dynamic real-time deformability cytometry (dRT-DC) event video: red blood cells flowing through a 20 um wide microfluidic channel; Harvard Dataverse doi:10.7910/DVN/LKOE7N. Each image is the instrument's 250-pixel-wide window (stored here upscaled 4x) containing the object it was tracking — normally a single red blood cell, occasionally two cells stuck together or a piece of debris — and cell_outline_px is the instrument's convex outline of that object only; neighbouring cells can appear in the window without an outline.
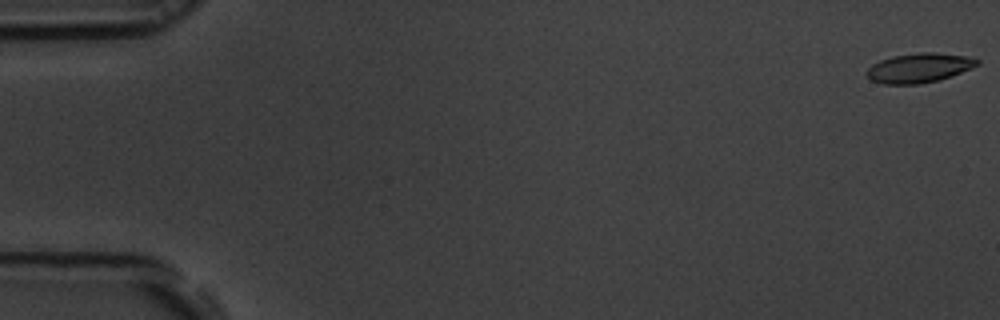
{"species": "common noctule bat (a hibernating species)", "species_latin": "Nyctalus noctula", "temperature_condition": "room temperature", "stored_images_in_passage": 53, "camera_frame_rate_fps": 3000, "um_per_image_px": 0.085, "animal": {"sex": "male", "body_mass_g": 19.5, "forearm_length_mm": 54.6}, "frame": {"image": 1, "passage_image": 1, "time_ms": 0.0, "image_size_px": [1000, 320], "cell_outline_px": [[980, 64], [940, 80], [920, 84], [884, 84], [872, 80], [868, 76], [868, 68], [872, 64], [880, 60], [892, 56], [920, 52], [932, 52], [964, 56], [980, 60]], "centroid_in_image_um": [78.11, 5.77], "position_along_channel_um": 6.9, "area_um2": 18.73}}
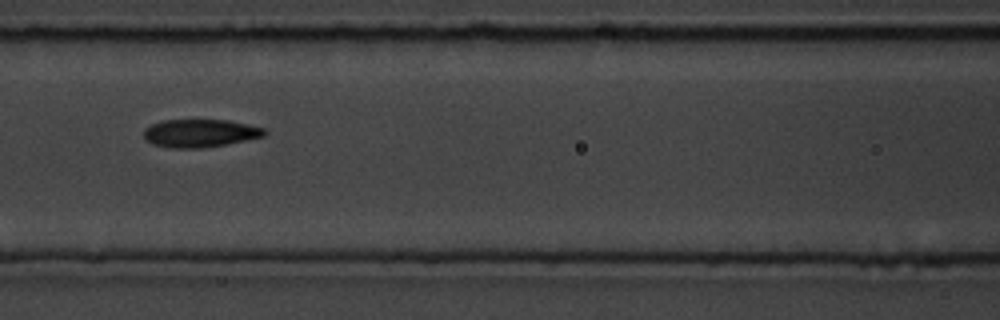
{"frame": {"image": 2, "passage_image": 25, "time_ms": 8.0, "image_size_px": [1000, 320], "cell_outline_px": [[268, 132], [264, 136], [224, 144], [200, 148], [172, 148], [152, 144], [144, 136], [144, 128], [160, 120], [228, 120], [248, 124], [264, 128]], "centroid_in_image_um": [16.99, 11.31], "position_along_channel_um": 149.6, "area_um2": 19.54}}
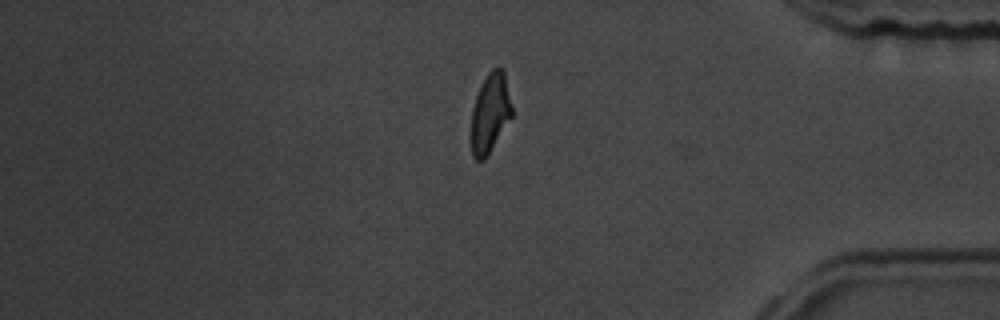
{"frame": {"image": 3, "passage_image": 47, "time_ms": 15.333, "image_size_px": [1000, 320], "cell_outline_px": [[512, 116], [484, 160], [476, 160], [472, 156], [472, 108], [476, 96], [488, 72], [492, 68], [500, 68], [504, 72], [512, 108]], "centroid_in_image_um": [41.66, 9.61], "position_along_channel_um": 393.5, "area_um2": 18.32}, "authors_computed_cell_mechanics": {"area_um2": 19.5942, "velocity_mm_per_s": 3.6879, "shape_relaxation_time_tau1_ms": 3.9486, "shape_relaxation_time_tau2_ms": 2.1463, "deformation_change_tau1": 0.1484, "deformation_change_tau2": 0.0919}}